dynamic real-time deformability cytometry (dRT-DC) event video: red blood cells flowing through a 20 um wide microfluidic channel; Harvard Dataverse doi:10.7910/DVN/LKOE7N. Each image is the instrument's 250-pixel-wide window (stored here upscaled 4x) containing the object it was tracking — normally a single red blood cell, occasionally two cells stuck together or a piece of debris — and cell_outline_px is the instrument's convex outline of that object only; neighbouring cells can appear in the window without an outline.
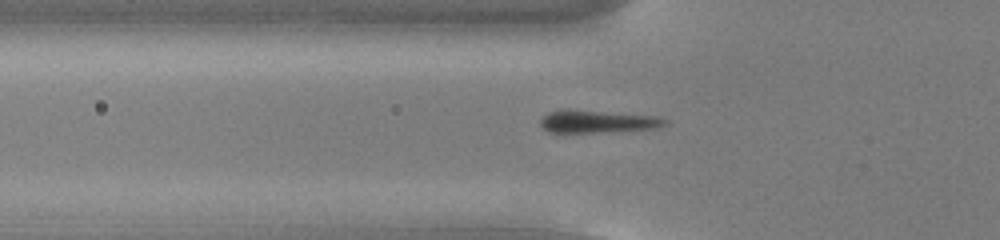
{"species": "common noctule bat (a hibernating species)", "species_latin": "Nyctalus noctula", "temperature_condition": "cold", "stored_images_in_passage": 54, "camera_frame_rate_fps": 3000, "um_per_image_px": 0.085, "animal": {"sex": "male", "body_mass_g": 13.0, "forearm_length_mm": 53.1}, "frame": {"image": 1, "passage_image": 19, "time_ms": 6.0, "image_size_px": [1000, 240], "cell_outline_px": [[668, 124], [660, 128], [564, 136], [548, 132], [540, 124], [540, 116], [548, 112], [560, 108], [656, 116], [668, 120]], "centroid_in_image_um": [50.68, 10.38], "position_along_channel_um": 75.1, "area_um2": 17.69}}
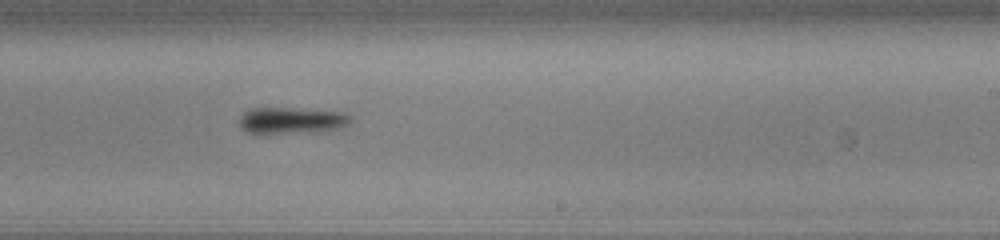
{"frame": {"image": 2, "passage_image": 34, "time_ms": 11.0, "image_size_px": [1000, 240], "cell_outline_px": [[352, 120], [348, 124], [340, 128], [320, 132], [260, 136], [256, 136], [244, 132], [240, 128], [240, 116], [248, 108], [292, 108], [340, 112], [352, 116]], "centroid_in_image_um": [24.69, 10.3], "position_along_channel_um": 264.3, "area_um2": 18.15}}
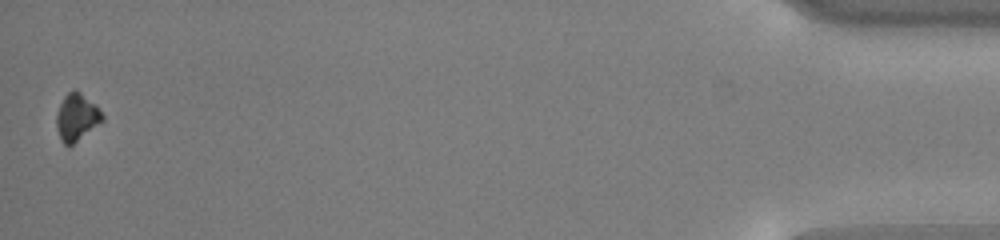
{"frame": {"image": 3, "passage_image": 54, "time_ms": 17.667, "image_size_px": [1000, 240], "cell_outline_px": [[104, 120], [68, 148], [60, 140], [56, 128], [56, 112], [64, 96], [72, 88], [80, 92], [96, 104], [104, 116]], "centroid_in_image_um": [6.5, 9.97], "position_along_channel_um": 428.7, "area_um2": 12.83}}